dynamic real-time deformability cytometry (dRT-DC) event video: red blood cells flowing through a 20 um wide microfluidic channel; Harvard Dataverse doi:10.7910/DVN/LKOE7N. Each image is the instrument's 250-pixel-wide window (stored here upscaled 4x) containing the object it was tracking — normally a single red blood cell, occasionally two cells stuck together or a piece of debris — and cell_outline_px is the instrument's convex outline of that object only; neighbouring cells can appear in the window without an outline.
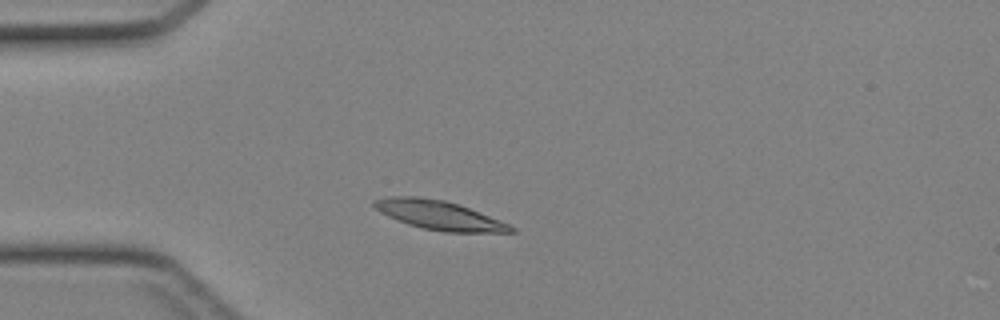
{"species": "Egyptian fruit bat (a non-hibernating species)", "species_latin": "Rousettus aegyptiacus", "temperature_condition": "cold", "stored_images_in_passage": 34, "camera_frame_rate_fps": 3000, "um_per_image_px": 0.085, "animal": {"sex": "female"}, "frame": {"image": 1, "passage_image": 1, "time_ms": 0.0, "image_size_px": [1000, 320], "cell_outline_px": [[516, 232], [444, 232], [424, 228], [408, 224], [388, 216], [380, 212], [372, 204], [372, 200], [388, 196], [416, 196], [444, 200], [468, 208], [508, 224], [516, 228]], "centroid_in_image_um": [37.27, 18.28], "position_along_channel_um": 47.7, "area_um2": 22.77}}
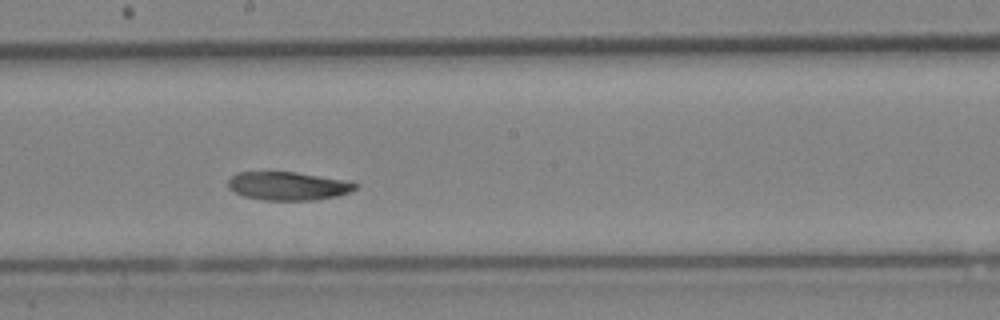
{"frame": {"image": 2, "passage_image": 14, "time_ms": 4.333, "image_size_px": [1000, 320], "cell_outline_px": [[356, 188], [348, 192], [336, 196], [316, 200], [264, 200], [244, 196], [228, 188], [228, 180], [236, 172], [296, 172], [352, 180], [356, 184]], "centroid_in_image_um": [24.51, 15.8], "position_along_channel_um": 223.7, "area_um2": 21.15}}
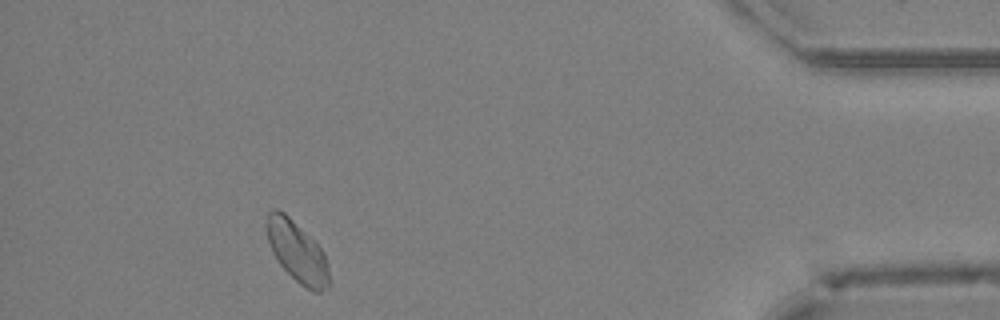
{"frame": {"image": 3, "passage_image": 30, "time_ms": 9.667, "image_size_px": [1000, 320], "cell_outline_px": [[332, 284], [328, 288], [320, 292], [312, 292], [300, 284], [280, 264], [272, 252], [264, 228], [264, 224], [268, 212], [272, 208], [276, 208], [284, 212], [324, 252], [328, 264]], "centroid_in_image_um": [25.26, 21.42], "position_along_channel_um": 409.9, "area_um2": 22.31}}